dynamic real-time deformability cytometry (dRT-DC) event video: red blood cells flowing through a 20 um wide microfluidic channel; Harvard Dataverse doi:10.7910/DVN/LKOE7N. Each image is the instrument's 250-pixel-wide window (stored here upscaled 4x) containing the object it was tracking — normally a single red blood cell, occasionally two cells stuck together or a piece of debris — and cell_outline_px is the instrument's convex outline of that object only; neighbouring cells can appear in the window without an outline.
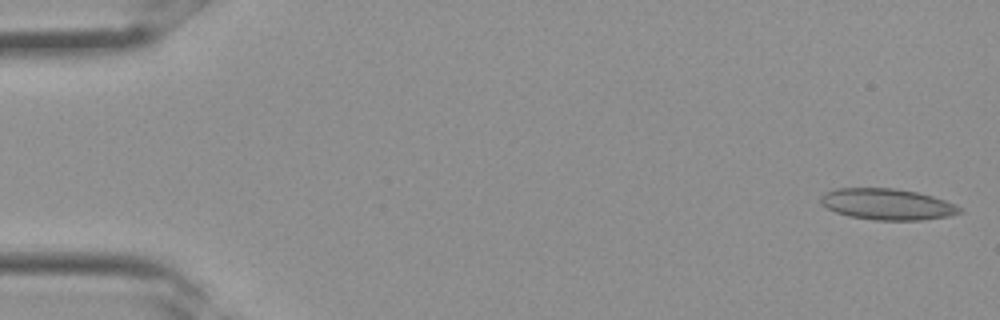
{"species": "Egyptian fruit bat (a non-hibernating species)", "species_latin": "Rousettus aegyptiacus", "temperature_condition": "room temperature", "stored_images_in_passage": 33, "camera_frame_rate_fps": 3000, "um_per_image_px": 0.085, "frame": {"image": 1, "passage_image": 1, "time_ms": 0.0, "image_size_px": [1000, 320], "cell_outline_px": [[964, 212], [948, 216], [924, 220], [876, 220], [848, 216], [836, 212], [820, 204], [820, 196], [824, 192], [836, 188], [892, 188], [916, 192], [932, 196], [956, 204], [964, 208]], "centroid_in_image_um": [75.42, 17.36], "position_along_channel_um": 9.6, "area_um2": 25.43}}
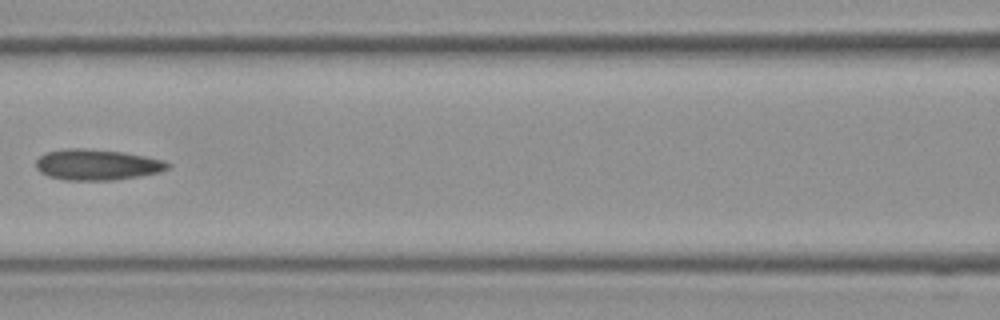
{"frame": {"image": 2, "passage_image": 15, "time_ms": 4.667, "image_size_px": [1000, 320], "cell_outline_px": [[172, 164], [168, 168], [160, 172], [140, 176], [112, 180], [64, 180], [48, 176], [40, 172], [36, 168], [36, 160], [40, 156], [48, 152], [64, 148], [84, 148], [124, 152], [148, 156], [164, 160]], "centroid_in_image_um": [8.27, 13.99], "position_along_channel_um": 158.3, "area_um2": 23.87}}
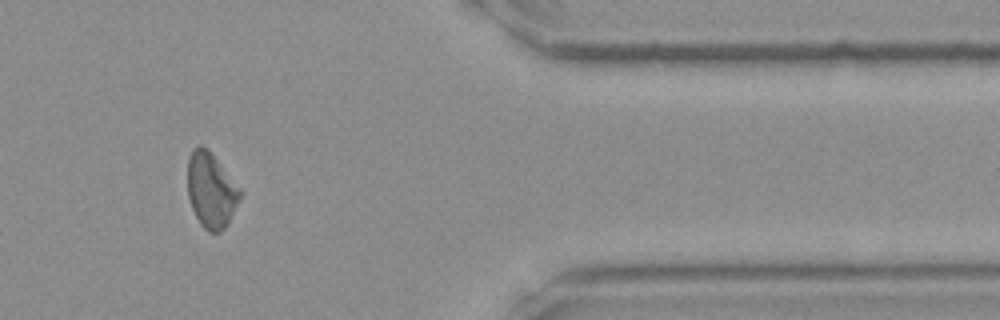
{"frame": {"image": 3, "passage_image": 28, "time_ms": 9.0, "image_size_px": [1000, 320], "cell_outline_px": [[244, 192], [224, 228], [220, 232], [208, 232], [200, 224], [192, 208], [188, 196], [188, 156], [192, 148], [200, 144], [208, 148]], "centroid_in_image_um": [17.94, 16.13], "position_along_channel_um": 393.5, "area_um2": 23.12}}